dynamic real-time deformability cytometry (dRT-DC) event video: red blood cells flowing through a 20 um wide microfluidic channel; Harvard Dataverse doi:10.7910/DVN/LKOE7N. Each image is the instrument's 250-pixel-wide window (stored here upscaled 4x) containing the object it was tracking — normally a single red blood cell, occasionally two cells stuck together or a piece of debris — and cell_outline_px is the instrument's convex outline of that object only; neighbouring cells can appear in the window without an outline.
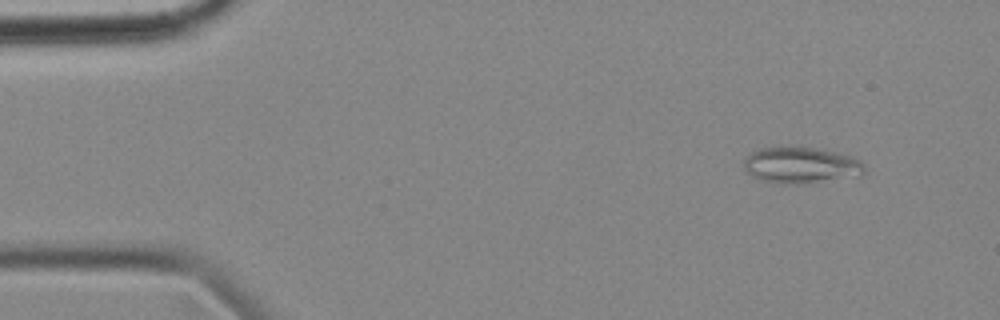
{"species": "common noctule bat (a hibernating species)", "species_latin": "Nyctalus noctula", "temperature_condition": "cold", "stored_images_in_passage": 52, "camera_frame_rate_fps": 3000, "um_per_image_px": 0.085, "animal": {"sex": "female", "body_mass_g": 18.4}, "frame": {"image": 1, "passage_image": 1, "time_ms": 0.0, "image_size_px": [1000, 320], "cell_outline_px": [[868, 172], [860, 176], [816, 180], [760, 180], [744, 172], [744, 160], [752, 152], [760, 148], [812, 148], [852, 156], [860, 160], [864, 164]], "centroid_in_image_um": [68.12, 14.0], "position_along_channel_um": 16.9, "area_um2": 23.93}}
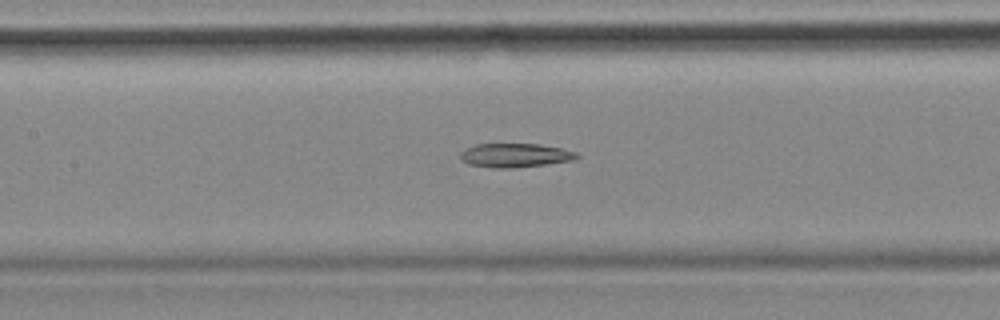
{"frame": {"image": 2, "passage_image": 21, "time_ms": 6.667, "image_size_px": [1000, 320], "cell_outline_px": [[580, 156], [576, 160], [516, 168], [492, 168], [468, 164], [460, 160], [460, 152], [476, 144], [540, 144], [560, 148], [576, 152]], "centroid_in_image_um": [43.79, 13.21], "position_along_channel_um": 163.6, "area_um2": 16.36}}
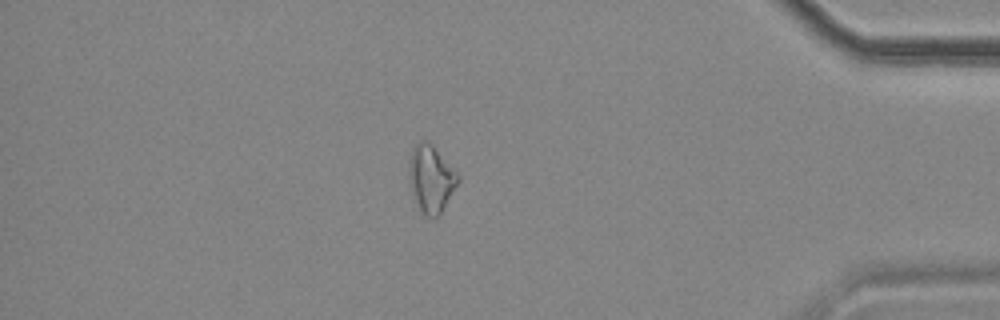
{"frame": {"image": 3, "passage_image": 44, "time_ms": 14.333, "image_size_px": [1000, 320], "cell_outline_px": [[460, 180], [436, 220], [432, 220], [424, 216], [412, 200], [408, 172], [412, 148], [420, 140], [428, 140], [432, 144], [460, 176]], "centroid_in_image_um": [36.61, 15.24], "position_along_channel_um": 398.6, "area_um2": 19.54}}